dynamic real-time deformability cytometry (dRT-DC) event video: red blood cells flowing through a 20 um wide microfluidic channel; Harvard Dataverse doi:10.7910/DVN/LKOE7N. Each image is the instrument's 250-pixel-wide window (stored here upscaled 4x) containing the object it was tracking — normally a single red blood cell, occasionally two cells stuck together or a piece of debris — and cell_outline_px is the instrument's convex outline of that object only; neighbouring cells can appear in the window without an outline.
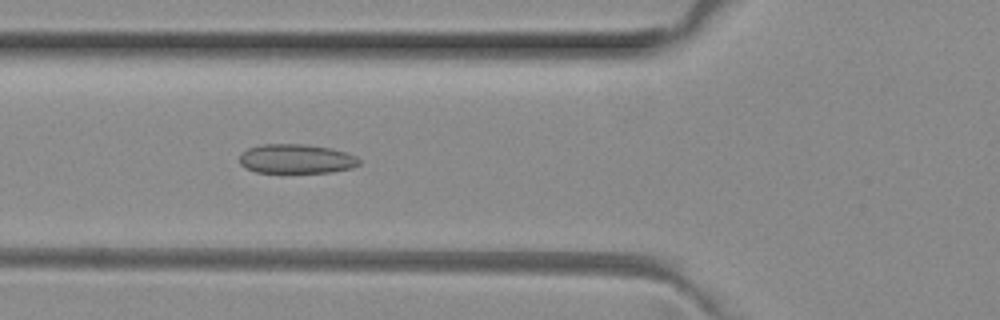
{"species": "common noctule bat (a hibernating species)", "species_latin": "Nyctalus noctula", "temperature_condition": "room temperature", "stored_images_in_passage": 6, "camera_frame_rate_fps": 3000, "um_per_image_px": 0.085, "animal": {"sex": "female", "body_mass_g": 29.2, "forearm_length_mm": 56.3}, "frame": {"image": 1, "passage_image": 6, "time_ms": 1.667, "image_size_px": [1000, 320], "cell_outline_px": [[360, 164], [352, 168], [332, 172], [256, 172], [244, 168], [240, 164], [240, 156], [248, 148], [260, 144], [304, 144], [332, 148], [356, 156], [360, 160]], "centroid_in_image_um": [25.19, 13.5], "position_along_channel_um": 100.6, "area_um2": 20.46}}